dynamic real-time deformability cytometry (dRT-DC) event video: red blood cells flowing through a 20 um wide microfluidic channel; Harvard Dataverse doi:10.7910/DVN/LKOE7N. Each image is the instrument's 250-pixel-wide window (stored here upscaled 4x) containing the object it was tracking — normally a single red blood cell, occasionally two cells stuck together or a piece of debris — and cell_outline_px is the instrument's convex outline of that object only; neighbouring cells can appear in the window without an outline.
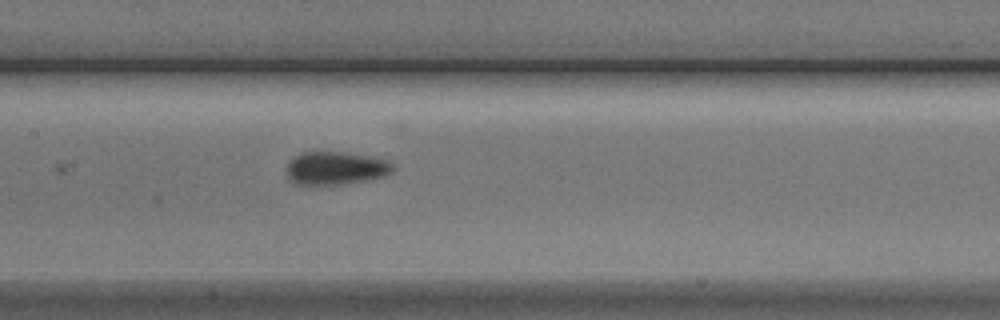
{"species": "Egyptian fruit bat (a non-hibernating species)", "species_latin": "Rousettus aegyptiacus", "temperature_condition": "cold", "stored_images_in_passage": 7, "camera_frame_rate_fps": 3000, "um_per_image_px": 0.085, "animal": {"sex": "male"}, "frame": {"image": 1, "passage_image": 7, "time_ms": 8.0, "image_size_px": [1000, 320], "cell_outline_px": [[396, 168], [392, 172], [384, 176], [344, 184], [296, 184], [288, 180], [284, 172], [284, 168], [300, 152], [348, 152], [388, 160]], "centroid_in_image_um": [28.5, 14.29], "position_along_channel_um": 178.9, "area_um2": 20.63}}